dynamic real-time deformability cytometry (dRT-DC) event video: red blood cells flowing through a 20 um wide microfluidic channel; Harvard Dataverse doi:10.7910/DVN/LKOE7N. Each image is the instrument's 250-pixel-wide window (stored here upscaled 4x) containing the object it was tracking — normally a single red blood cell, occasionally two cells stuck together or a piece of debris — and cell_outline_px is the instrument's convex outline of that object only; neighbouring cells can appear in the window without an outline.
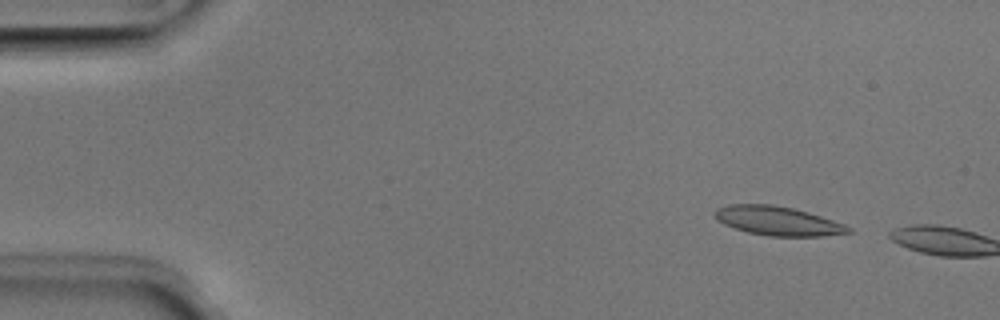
{"species": "Egyptian fruit bat (a non-hibernating species)", "species_latin": "Rousettus aegyptiacus", "temperature_condition": "room temperature", "stored_images_in_passage": 11, "camera_frame_rate_fps": 3000, "um_per_image_px": 0.085, "animal": {"sex": "male"}, "frame": {"image": 1, "passage_image": 4, "time_ms": 1.0, "image_size_px": [1000, 320], "cell_outline_px": [[852, 232], [824, 236], [768, 236], [748, 232], [724, 224], [716, 220], [712, 216], [712, 212], [716, 208], [728, 204], [772, 204], [792, 208], [808, 212], [844, 224], [852, 228]], "centroid_in_image_um": [66.06, 18.77], "position_along_channel_um": 18.9, "area_um2": 22.72}}